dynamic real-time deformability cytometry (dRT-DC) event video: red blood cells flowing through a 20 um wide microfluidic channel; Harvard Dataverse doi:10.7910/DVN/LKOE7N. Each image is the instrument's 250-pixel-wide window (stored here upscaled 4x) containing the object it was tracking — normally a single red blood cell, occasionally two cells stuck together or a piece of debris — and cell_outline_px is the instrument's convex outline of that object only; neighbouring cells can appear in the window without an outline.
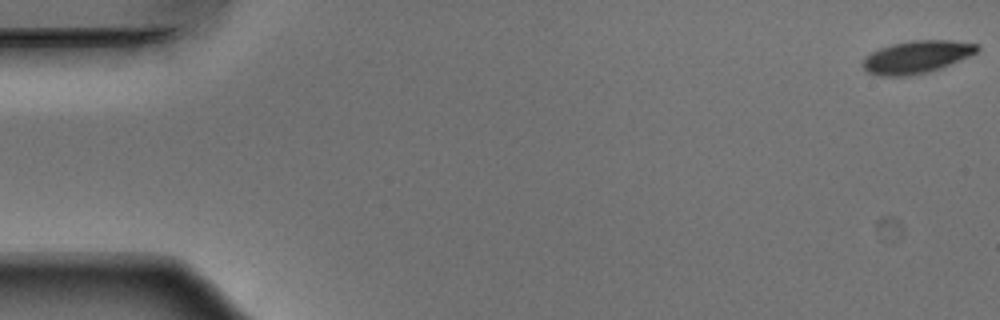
{"species": "Egyptian fruit bat (a non-hibernating species)", "species_latin": "Rousettus aegyptiacus", "temperature_condition": "warm", "stored_images_in_passage": 6, "camera_frame_rate_fps": 3000, "um_per_image_px": 0.085, "animal": {"sex": "male"}, "frame": {"image": 1, "passage_image": 1, "time_ms": 0.0, "image_size_px": [1000, 320], "cell_outline_px": [[980, 48], [976, 52], [968, 56], [940, 68], [928, 72], [908, 76], [880, 76], [868, 72], [860, 64], [864, 56], [880, 48], [892, 44], [912, 40], [952, 40], [976, 44]], "centroid_in_image_um": [77.86, 4.84], "position_along_channel_um": 7.1, "area_um2": 21.62}}